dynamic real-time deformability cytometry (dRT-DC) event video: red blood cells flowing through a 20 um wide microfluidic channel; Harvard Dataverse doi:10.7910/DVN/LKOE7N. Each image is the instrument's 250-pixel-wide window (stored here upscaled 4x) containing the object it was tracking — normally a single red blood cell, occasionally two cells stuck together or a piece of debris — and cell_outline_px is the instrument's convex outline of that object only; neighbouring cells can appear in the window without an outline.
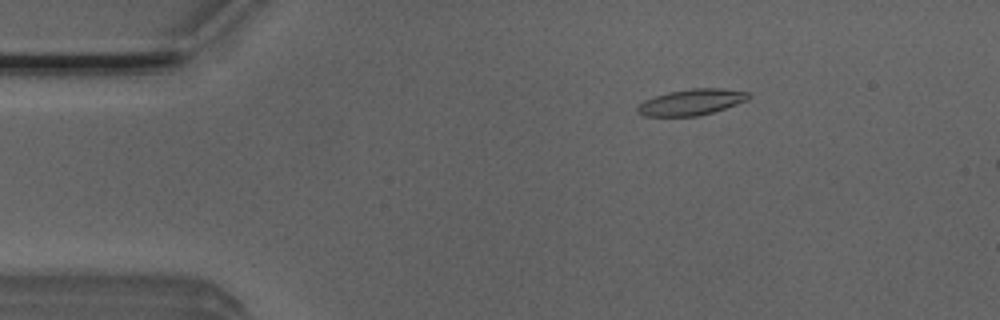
{"species": "Egyptian fruit bat (a non-hibernating species)", "species_latin": "Rousettus aegyptiacus", "temperature_condition": "room temperature", "stored_images_in_passage": 48, "camera_frame_rate_fps": 3000, "um_per_image_px": 0.085, "animal": {"sex": "male"}, "frame": {"image": 1, "passage_image": 4, "time_ms": 1.0, "image_size_px": [1000, 320], "cell_outline_px": [[752, 96], [748, 100], [712, 112], [696, 116], [644, 116], [636, 112], [636, 108], [644, 100], [668, 92], [692, 88], [720, 88], [752, 92]], "centroid_in_image_um": [58.8, 8.67], "position_along_channel_um": 26.2, "area_um2": 16.88}}
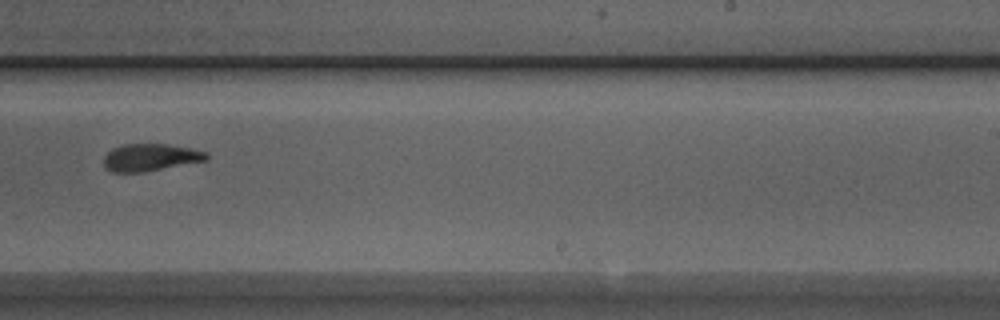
{"frame": {"image": 2, "passage_image": 28, "time_ms": 9.0, "image_size_px": [1000, 320], "cell_outline_px": [[208, 160], [140, 172], [112, 172], [104, 168], [104, 156], [112, 148], [120, 144], [168, 144], [208, 152]], "centroid_in_image_um": [12.75, 13.37], "position_along_channel_um": 276.3, "area_um2": 16.24}}
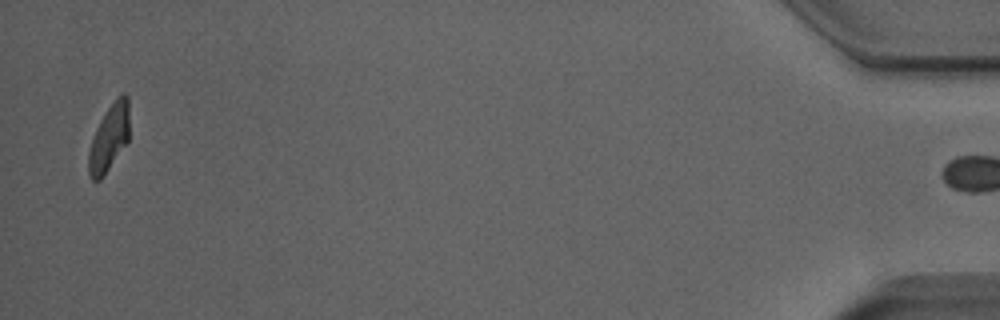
{"frame": {"image": 3, "passage_image": 47, "time_ms": 15.333, "image_size_px": [1000, 320], "cell_outline_px": [[128, 140], [100, 180], [92, 180], [88, 176], [88, 152], [92, 136], [100, 120], [116, 96], [124, 92], [128, 96]], "centroid_in_image_um": [9.25, 11.69], "position_along_channel_um": 426.0, "area_um2": 15.72}, "authors_computed_cell_mechanics": {"area_um2": 16.762, "velocity_mm_per_s": 3.8784, "shape_relaxation_time_tau1_ms": 4.8012, "shape_relaxation_time_tau2_ms": 2.5908, "deformation_change_tau1": 0.2093, "deformation_change_tau2": 0.1058}}